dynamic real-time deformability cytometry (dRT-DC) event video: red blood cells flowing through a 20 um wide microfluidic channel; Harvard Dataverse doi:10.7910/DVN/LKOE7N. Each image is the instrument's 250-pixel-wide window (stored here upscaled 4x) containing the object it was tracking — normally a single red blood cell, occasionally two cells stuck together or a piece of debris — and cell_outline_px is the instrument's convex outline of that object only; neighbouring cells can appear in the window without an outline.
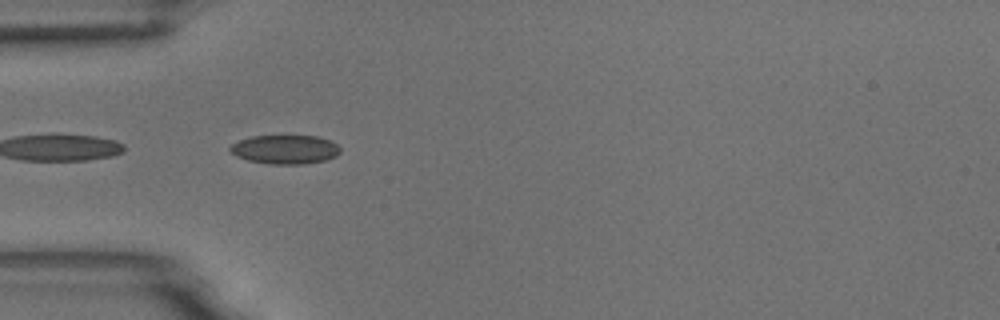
{"species": "common noctule bat (a hibernating species)", "species_latin": "Nyctalus noctula", "temperature_condition": "room temperature", "stored_images_in_passage": 3, "camera_frame_rate_fps": 3000, "um_per_image_px": 0.085, "animal": {"sex": "male", "body_mass_g": 18.8}, "frame": {"image": 1, "passage_image": 1, "time_ms": 0.0, "image_size_px": [1000, 320], "cell_outline_px": [[340, 152], [336, 156], [324, 160], [304, 164], [268, 164], [248, 160], [236, 156], [228, 148], [232, 144], [240, 140], [252, 136], [316, 136], [328, 140], [336, 144], [340, 148]], "centroid_in_image_um": [24.22, 12.71], "position_along_channel_um": 60.8, "area_um2": 18.44}}